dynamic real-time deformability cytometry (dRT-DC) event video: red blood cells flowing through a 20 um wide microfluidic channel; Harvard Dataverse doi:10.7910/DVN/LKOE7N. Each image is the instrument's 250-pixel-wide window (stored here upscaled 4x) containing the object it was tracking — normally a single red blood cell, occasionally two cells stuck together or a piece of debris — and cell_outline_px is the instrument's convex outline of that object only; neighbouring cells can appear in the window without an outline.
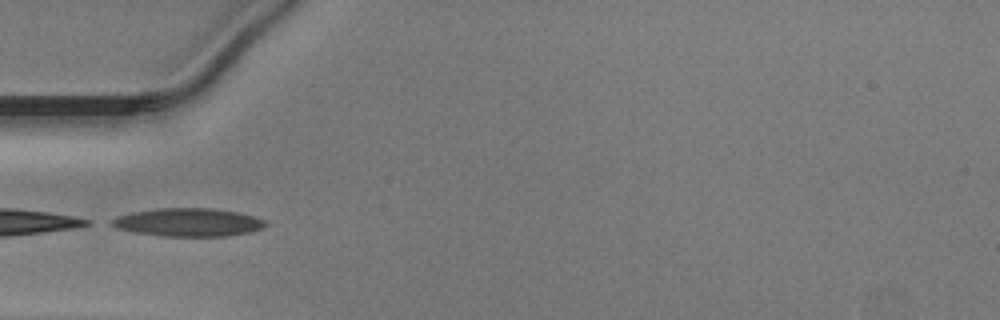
{"species": "Egyptian fruit bat (a non-hibernating species)", "species_latin": "Rousettus aegyptiacus", "temperature_condition": "warm", "stored_images_in_passage": 13, "camera_frame_rate_fps": 3000, "um_per_image_px": 0.085, "animal": {"sex": "male"}, "frame": {"image": 1, "passage_image": 1, "time_ms": 0.0, "image_size_px": [1000, 320], "cell_outline_px": [[268, 224], [264, 228], [248, 232], [228, 236], [164, 236], [136, 232], [116, 228], [108, 224], [112, 220], [120, 216], [132, 212], [156, 208], [212, 208], [240, 212], [264, 220]], "centroid_in_image_um": [16.02, 18.89], "position_along_channel_um": 69.0, "area_um2": 25.2}}
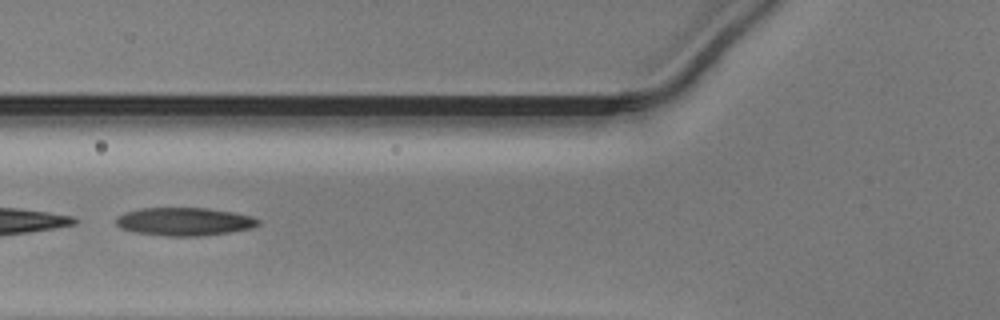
{"frame": {"image": 2, "passage_image": 4, "time_ms": 1.0, "image_size_px": [1000, 320], "cell_outline_px": [[260, 224], [252, 228], [204, 236], [164, 236], [136, 232], [120, 228], [116, 224], [116, 216], [124, 212], [140, 208], [208, 208], [232, 212], [252, 216], [260, 220]], "centroid_in_image_um": [15.66, 18.83], "position_along_channel_um": 110.1, "area_um2": 23.41}}